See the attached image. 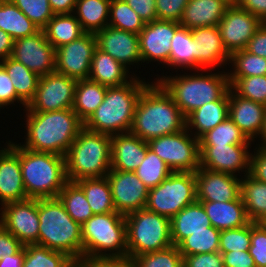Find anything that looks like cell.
Instances as JSON below:
<instances>
[{
	"instance_id": "obj_39",
	"label": "cell",
	"mask_w": 266,
	"mask_h": 267,
	"mask_svg": "<svg viewBox=\"0 0 266 267\" xmlns=\"http://www.w3.org/2000/svg\"><path fill=\"white\" fill-rule=\"evenodd\" d=\"M229 64L228 68L231 67L232 69L227 68L226 70H228L227 74L230 86L238 78L266 75V58L254 55L245 49L232 53Z\"/></svg>"
},
{
	"instance_id": "obj_66",
	"label": "cell",
	"mask_w": 266,
	"mask_h": 267,
	"mask_svg": "<svg viewBox=\"0 0 266 267\" xmlns=\"http://www.w3.org/2000/svg\"><path fill=\"white\" fill-rule=\"evenodd\" d=\"M68 267H80L78 262L74 260Z\"/></svg>"
},
{
	"instance_id": "obj_51",
	"label": "cell",
	"mask_w": 266,
	"mask_h": 267,
	"mask_svg": "<svg viewBox=\"0 0 266 267\" xmlns=\"http://www.w3.org/2000/svg\"><path fill=\"white\" fill-rule=\"evenodd\" d=\"M189 0H155L158 20L179 22Z\"/></svg>"
},
{
	"instance_id": "obj_65",
	"label": "cell",
	"mask_w": 266,
	"mask_h": 267,
	"mask_svg": "<svg viewBox=\"0 0 266 267\" xmlns=\"http://www.w3.org/2000/svg\"><path fill=\"white\" fill-rule=\"evenodd\" d=\"M220 1H222L228 7H231V6H238L240 0H220Z\"/></svg>"
},
{
	"instance_id": "obj_58",
	"label": "cell",
	"mask_w": 266,
	"mask_h": 267,
	"mask_svg": "<svg viewBox=\"0 0 266 267\" xmlns=\"http://www.w3.org/2000/svg\"><path fill=\"white\" fill-rule=\"evenodd\" d=\"M224 267H256L249 251H230L222 253Z\"/></svg>"
},
{
	"instance_id": "obj_8",
	"label": "cell",
	"mask_w": 266,
	"mask_h": 267,
	"mask_svg": "<svg viewBox=\"0 0 266 267\" xmlns=\"http://www.w3.org/2000/svg\"><path fill=\"white\" fill-rule=\"evenodd\" d=\"M83 256L127 257L125 215L95 214L81 225Z\"/></svg>"
},
{
	"instance_id": "obj_53",
	"label": "cell",
	"mask_w": 266,
	"mask_h": 267,
	"mask_svg": "<svg viewBox=\"0 0 266 267\" xmlns=\"http://www.w3.org/2000/svg\"><path fill=\"white\" fill-rule=\"evenodd\" d=\"M80 267H134L127 257H86L76 260Z\"/></svg>"
},
{
	"instance_id": "obj_14",
	"label": "cell",
	"mask_w": 266,
	"mask_h": 267,
	"mask_svg": "<svg viewBox=\"0 0 266 267\" xmlns=\"http://www.w3.org/2000/svg\"><path fill=\"white\" fill-rule=\"evenodd\" d=\"M96 36L84 33L79 38L55 49V71L76 80L88 79Z\"/></svg>"
},
{
	"instance_id": "obj_52",
	"label": "cell",
	"mask_w": 266,
	"mask_h": 267,
	"mask_svg": "<svg viewBox=\"0 0 266 267\" xmlns=\"http://www.w3.org/2000/svg\"><path fill=\"white\" fill-rule=\"evenodd\" d=\"M15 102L22 104V107H24L22 110L26 109L27 105L17 96L11 78L0 64V109L7 107L6 109L9 110L8 106H11V104L12 106L16 105L14 104Z\"/></svg>"
},
{
	"instance_id": "obj_21",
	"label": "cell",
	"mask_w": 266,
	"mask_h": 267,
	"mask_svg": "<svg viewBox=\"0 0 266 267\" xmlns=\"http://www.w3.org/2000/svg\"><path fill=\"white\" fill-rule=\"evenodd\" d=\"M197 201L227 202L241 194V177L199 168L195 172Z\"/></svg>"
},
{
	"instance_id": "obj_57",
	"label": "cell",
	"mask_w": 266,
	"mask_h": 267,
	"mask_svg": "<svg viewBox=\"0 0 266 267\" xmlns=\"http://www.w3.org/2000/svg\"><path fill=\"white\" fill-rule=\"evenodd\" d=\"M24 245L0 224V260L16 254Z\"/></svg>"
},
{
	"instance_id": "obj_25",
	"label": "cell",
	"mask_w": 266,
	"mask_h": 267,
	"mask_svg": "<svg viewBox=\"0 0 266 267\" xmlns=\"http://www.w3.org/2000/svg\"><path fill=\"white\" fill-rule=\"evenodd\" d=\"M265 109V105L242 98L229 89V118L252 142L258 140L262 131Z\"/></svg>"
},
{
	"instance_id": "obj_5",
	"label": "cell",
	"mask_w": 266,
	"mask_h": 267,
	"mask_svg": "<svg viewBox=\"0 0 266 267\" xmlns=\"http://www.w3.org/2000/svg\"><path fill=\"white\" fill-rule=\"evenodd\" d=\"M38 245L67 254L73 260L83 257L81 225L67 213L56 198L38 199Z\"/></svg>"
},
{
	"instance_id": "obj_3",
	"label": "cell",
	"mask_w": 266,
	"mask_h": 267,
	"mask_svg": "<svg viewBox=\"0 0 266 267\" xmlns=\"http://www.w3.org/2000/svg\"><path fill=\"white\" fill-rule=\"evenodd\" d=\"M208 71L207 69L195 70L192 74L187 72L182 75L180 72L173 76L158 74L159 77L153 81L159 82L164 87L183 115L187 117L206 103L220 100L230 89L226 70H215L217 72L214 73L212 69Z\"/></svg>"
},
{
	"instance_id": "obj_40",
	"label": "cell",
	"mask_w": 266,
	"mask_h": 267,
	"mask_svg": "<svg viewBox=\"0 0 266 267\" xmlns=\"http://www.w3.org/2000/svg\"><path fill=\"white\" fill-rule=\"evenodd\" d=\"M58 198L67 213L80 225L94 215L83 190L75 182L68 181L59 192Z\"/></svg>"
},
{
	"instance_id": "obj_30",
	"label": "cell",
	"mask_w": 266,
	"mask_h": 267,
	"mask_svg": "<svg viewBox=\"0 0 266 267\" xmlns=\"http://www.w3.org/2000/svg\"><path fill=\"white\" fill-rule=\"evenodd\" d=\"M227 7L220 0H189L179 23L190 30L198 27L218 26Z\"/></svg>"
},
{
	"instance_id": "obj_61",
	"label": "cell",
	"mask_w": 266,
	"mask_h": 267,
	"mask_svg": "<svg viewBox=\"0 0 266 267\" xmlns=\"http://www.w3.org/2000/svg\"><path fill=\"white\" fill-rule=\"evenodd\" d=\"M77 0H49L54 14H71L74 12Z\"/></svg>"
},
{
	"instance_id": "obj_35",
	"label": "cell",
	"mask_w": 266,
	"mask_h": 267,
	"mask_svg": "<svg viewBox=\"0 0 266 267\" xmlns=\"http://www.w3.org/2000/svg\"><path fill=\"white\" fill-rule=\"evenodd\" d=\"M42 30L55 49L74 41L85 33L73 13L54 14Z\"/></svg>"
},
{
	"instance_id": "obj_41",
	"label": "cell",
	"mask_w": 266,
	"mask_h": 267,
	"mask_svg": "<svg viewBox=\"0 0 266 267\" xmlns=\"http://www.w3.org/2000/svg\"><path fill=\"white\" fill-rule=\"evenodd\" d=\"M74 260L67 254L37 244L24 246L22 267H68Z\"/></svg>"
},
{
	"instance_id": "obj_4",
	"label": "cell",
	"mask_w": 266,
	"mask_h": 267,
	"mask_svg": "<svg viewBox=\"0 0 266 267\" xmlns=\"http://www.w3.org/2000/svg\"><path fill=\"white\" fill-rule=\"evenodd\" d=\"M149 83L145 78L135 76L125 85L107 87L103 102L84 127L108 135L130 132L138 98Z\"/></svg>"
},
{
	"instance_id": "obj_10",
	"label": "cell",
	"mask_w": 266,
	"mask_h": 267,
	"mask_svg": "<svg viewBox=\"0 0 266 267\" xmlns=\"http://www.w3.org/2000/svg\"><path fill=\"white\" fill-rule=\"evenodd\" d=\"M197 201L194 172H172L156 187L149 189L145 208L172 218Z\"/></svg>"
},
{
	"instance_id": "obj_22",
	"label": "cell",
	"mask_w": 266,
	"mask_h": 267,
	"mask_svg": "<svg viewBox=\"0 0 266 267\" xmlns=\"http://www.w3.org/2000/svg\"><path fill=\"white\" fill-rule=\"evenodd\" d=\"M95 36L97 47L111 55L129 71L131 65H142L138 34L108 25L97 32Z\"/></svg>"
},
{
	"instance_id": "obj_16",
	"label": "cell",
	"mask_w": 266,
	"mask_h": 267,
	"mask_svg": "<svg viewBox=\"0 0 266 267\" xmlns=\"http://www.w3.org/2000/svg\"><path fill=\"white\" fill-rule=\"evenodd\" d=\"M263 22L239 6L227 7L218 29L229 55L246 48Z\"/></svg>"
},
{
	"instance_id": "obj_20",
	"label": "cell",
	"mask_w": 266,
	"mask_h": 267,
	"mask_svg": "<svg viewBox=\"0 0 266 267\" xmlns=\"http://www.w3.org/2000/svg\"><path fill=\"white\" fill-rule=\"evenodd\" d=\"M0 147V205L27 199L20 165V145L6 141Z\"/></svg>"
},
{
	"instance_id": "obj_55",
	"label": "cell",
	"mask_w": 266,
	"mask_h": 267,
	"mask_svg": "<svg viewBox=\"0 0 266 267\" xmlns=\"http://www.w3.org/2000/svg\"><path fill=\"white\" fill-rule=\"evenodd\" d=\"M249 174L266 183V148L256 146L254 154L251 152Z\"/></svg>"
},
{
	"instance_id": "obj_46",
	"label": "cell",
	"mask_w": 266,
	"mask_h": 267,
	"mask_svg": "<svg viewBox=\"0 0 266 267\" xmlns=\"http://www.w3.org/2000/svg\"><path fill=\"white\" fill-rule=\"evenodd\" d=\"M134 267H179L183 262V256L178 246L172 245L164 250L135 256Z\"/></svg>"
},
{
	"instance_id": "obj_33",
	"label": "cell",
	"mask_w": 266,
	"mask_h": 267,
	"mask_svg": "<svg viewBox=\"0 0 266 267\" xmlns=\"http://www.w3.org/2000/svg\"><path fill=\"white\" fill-rule=\"evenodd\" d=\"M243 176L240 196L248 219L251 222H263L266 219V183L255 179L249 173Z\"/></svg>"
},
{
	"instance_id": "obj_67",
	"label": "cell",
	"mask_w": 266,
	"mask_h": 267,
	"mask_svg": "<svg viewBox=\"0 0 266 267\" xmlns=\"http://www.w3.org/2000/svg\"><path fill=\"white\" fill-rule=\"evenodd\" d=\"M179 267H188V266L184 262H182Z\"/></svg>"
},
{
	"instance_id": "obj_59",
	"label": "cell",
	"mask_w": 266,
	"mask_h": 267,
	"mask_svg": "<svg viewBox=\"0 0 266 267\" xmlns=\"http://www.w3.org/2000/svg\"><path fill=\"white\" fill-rule=\"evenodd\" d=\"M245 50L254 55L266 58V23H263L249 40Z\"/></svg>"
},
{
	"instance_id": "obj_42",
	"label": "cell",
	"mask_w": 266,
	"mask_h": 267,
	"mask_svg": "<svg viewBox=\"0 0 266 267\" xmlns=\"http://www.w3.org/2000/svg\"><path fill=\"white\" fill-rule=\"evenodd\" d=\"M220 232L213 226L208 227V231L194 232L178 245L179 252L183 257L219 252Z\"/></svg>"
},
{
	"instance_id": "obj_7",
	"label": "cell",
	"mask_w": 266,
	"mask_h": 267,
	"mask_svg": "<svg viewBox=\"0 0 266 267\" xmlns=\"http://www.w3.org/2000/svg\"><path fill=\"white\" fill-rule=\"evenodd\" d=\"M20 165L27 198H56L68 182L64 156L20 146Z\"/></svg>"
},
{
	"instance_id": "obj_31",
	"label": "cell",
	"mask_w": 266,
	"mask_h": 267,
	"mask_svg": "<svg viewBox=\"0 0 266 267\" xmlns=\"http://www.w3.org/2000/svg\"><path fill=\"white\" fill-rule=\"evenodd\" d=\"M111 0H77L73 14L85 33L101 31L108 26Z\"/></svg>"
},
{
	"instance_id": "obj_36",
	"label": "cell",
	"mask_w": 266,
	"mask_h": 267,
	"mask_svg": "<svg viewBox=\"0 0 266 267\" xmlns=\"http://www.w3.org/2000/svg\"><path fill=\"white\" fill-rule=\"evenodd\" d=\"M169 67L183 71H195V40L192 38L191 30L180 25L171 40V51L169 55Z\"/></svg>"
},
{
	"instance_id": "obj_60",
	"label": "cell",
	"mask_w": 266,
	"mask_h": 267,
	"mask_svg": "<svg viewBox=\"0 0 266 267\" xmlns=\"http://www.w3.org/2000/svg\"><path fill=\"white\" fill-rule=\"evenodd\" d=\"M238 6L266 23V0H240Z\"/></svg>"
},
{
	"instance_id": "obj_37",
	"label": "cell",
	"mask_w": 266,
	"mask_h": 267,
	"mask_svg": "<svg viewBox=\"0 0 266 267\" xmlns=\"http://www.w3.org/2000/svg\"><path fill=\"white\" fill-rule=\"evenodd\" d=\"M0 64L11 78L17 96L28 105L35 95L40 76L11 56L1 61Z\"/></svg>"
},
{
	"instance_id": "obj_23",
	"label": "cell",
	"mask_w": 266,
	"mask_h": 267,
	"mask_svg": "<svg viewBox=\"0 0 266 267\" xmlns=\"http://www.w3.org/2000/svg\"><path fill=\"white\" fill-rule=\"evenodd\" d=\"M191 35L195 40V70L226 69L230 55L223 46L218 26L193 28Z\"/></svg>"
},
{
	"instance_id": "obj_11",
	"label": "cell",
	"mask_w": 266,
	"mask_h": 267,
	"mask_svg": "<svg viewBox=\"0 0 266 267\" xmlns=\"http://www.w3.org/2000/svg\"><path fill=\"white\" fill-rule=\"evenodd\" d=\"M149 149L161 158L172 172H196L200 168L199 139L187 129L160 136L147 142Z\"/></svg>"
},
{
	"instance_id": "obj_17",
	"label": "cell",
	"mask_w": 266,
	"mask_h": 267,
	"mask_svg": "<svg viewBox=\"0 0 266 267\" xmlns=\"http://www.w3.org/2000/svg\"><path fill=\"white\" fill-rule=\"evenodd\" d=\"M11 57L40 77L55 71V48L43 30L14 40Z\"/></svg>"
},
{
	"instance_id": "obj_1",
	"label": "cell",
	"mask_w": 266,
	"mask_h": 267,
	"mask_svg": "<svg viewBox=\"0 0 266 267\" xmlns=\"http://www.w3.org/2000/svg\"><path fill=\"white\" fill-rule=\"evenodd\" d=\"M186 129V117L159 82L149 83L140 94L130 132L148 142Z\"/></svg>"
},
{
	"instance_id": "obj_13",
	"label": "cell",
	"mask_w": 266,
	"mask_h": 267,
	"mask_svg": "<svg viewBox=\"0 0 266 267\" xmlns=\"http://www.w3.org/2000/svg\"><path fill=\"white\" fill-rule=\"evenodd\" d=\"M0 212V224L24 246L38 245V199L27 198L7 203L1 206Z\"/></svg>"
},
{
	"instance_id": "obj_56",
	"label": "cell",
	"mask_w": 266,
	"mask_h": 267,
	"mask_svg": "<svg viewBox=\"0 0 266 267\" xmlns=\"http://www.w3.org/2000/svg\"><path fill=\"white\" fill-rule=\"evenodd\" d=\"M146 23L158 20L155 0H125Z\"/></svg>"
},
{
	"instance_id": "obj_28",
	"label": "cell",
	"mask_w": 266,
	"mask_h": 267,
	"mask_svg": "<svg viewBox=\"0 0 266 267\" xmlns=\"http://www.w3.org/2000/svg\"><path fill=\"white\" fill-rule=\"evenodd\" d=\"M199 202L203 205L211 225L219 231L240 228L250 222L241 196L227 202Z\"/></svg>"
},
{
	"instance_id": "obj_34",
	"label": "cell",
	"mask_w": 266,
	"mask_h": 267,
	"mask_svg": "<svg viewBox=\"0 0 266 267\" xmlns=\"http://www.w3.org/2000/svg\"><path fill=\"white\" fill-rule=\"evenodd\" d=\"M0 29L8 33L13 40L32 36L40 31L10 0H0Z\"/></svg>"
},
{
	"instance_id": "obj_2",
	"label": "cell",
	"mask_w": 266,
	"mask_h": 267,
	"mask_svg": "<svg viewBox=\"0 0 266 267\" xmlns=\"http://www.w3.org/2000/svg\"><path fill=\"white\" fill-rule=\"evenodd\" d=\"M25 113V141L19 145L36 152L65 157L69 147L84 127V123L72 108Z\"/></svg>"
},
{
	"instance_id": "obj_64",
	"label": "cell",
	"mask_w": 266,
	"mask_h": 267,
	"mask_svg": "<svg viewBox=\"0 0 266 267\" xmlns=\"http://www.w3.org/2000/svg\"><path fill=\"white\" fill-rule=\"evenodd\" d=\"M258 138L260 142L258 141L259 144H256L257 147L266 148V109L264 114L262 131L260 132Z\"/></svg>"
},
{
	"instance_id": "obj_27",
	"label": "cell",
	"mask_w": 266,
	"mask_h": 267,
	"mask_svg": "<svg viewBox=\"0 0 266 267\" xmlns=\"http://www.w3.org/2000/svg\"><path fill=\"white\" fill-rule=\"evenodd\" d=\"M98 47L94 50L88 79L106 87H118L130 82L136 75Z\"/></svg>"
},
{
	"instance_id": "obj_19",
	"label": "cell",
	"mask_w": 266,
	"mask_h": 267,
	"mask_svg": "<svg viewBox=\"0 0 266 267\" xmlns=\"http://www.w3.org/2000/svg\"><path fill=\"white\" fill-rule=\"evenodd\" d=\"M179 26V22L166 20L146 23L138 34L142 63L154 61L169 68L171 40Z\"/></svg>"
},
{
	"instance_id": "obj_43",
	"label": "cell",
	"mask_w": 266,
	"mask_h": 267,
	"mask_svg": "<svg viewBox=\"0 0 266 267\" xmlns=\"http://www.w3.org/2000/svg\"><path fill=\"white\" fill-rule=\"evenodd\" d=\"M239 127L228 117L199 139V145L252 144Z\"/></svg>"
},
{
	"instance_id": "obj_63",
	"label": "cell",
	"mask_w": 266,
	"mask_h": 267,
	"mask_svg": "<svg viewBox=\"0 0 266 267\" xmlns=\"http://www.w3.org/2000/svg\"><path fill=\"white\" fill-rule=\"evenodd\" d=\"M24 260V246L14 255H6L0 260V267H22Z\"/></svg>"
},
{
	"instance_id": "obj_24",
	"label": "cell",
	"mask_w": 266,
	"mask_h": 267,
	"mask_svg": "<svg viewBox=\"0 0 266 267\" xmlns=\"http://www.w3.org/2000/svg\"><path fill=\"white\" fill-rule=\"evenodd\" d=\"M148 148L146 141L131 132L111 135V169L134 172Z\"/></svg>"
},
{
	"instance_id": "obj_62",
	"label": "cell",
	"mask_w": 266,
	"mask_h": 267,
	"mask_svg": "<svg viewBox=\"0 0 266 267\" xmlns=\"http://www.w3.org/2000/svg\"><path fill=\"white\" fill-rule=\"evenodd\" d=\"M13 42L11 36L0 29V62L12 55Z\"/></svg>"
},
{
	"instance_id": "obj_32",
	"label": "cell",
	"mask_w": 266,
	"mask_h": 267,
	"mask_svg": "<svg viewBox=\"0 0 266 267\" xmlns=\"http://www.w3.org/2000/svg\"><path fill=\"white\" fill-rule=\"evenodd\" d=\"M107 87L90 79L77 81L72 110L85 123L103 102Z\"/></svg>"
},
{
	"instance_id": "obj_54",
	"label": "cell",
	"mask_w": 266,
	"mask_h": 267,
	"mask_svg": "<svg viewBox=\"0 0 266 267\" xmlns=\"http://www.w3.org/2000/svg\"><path fill=\"white\" fill-rule=\"evenodd\" d=\"M183 262L188 267H224L223 256L220 252L185 256Z\"/></svg>"
},
{
	"instance_id": "obj_38",
	"label": "cell",
	"mask_w": 266,
	"mask_h": 267,
	"mask_svg": "<svg viewBox=\"0 0 266 267\" xmlns=\"http://www.w3.org/2000/svg\"><path fill=\"white\" fill-rule=\"evenodd\" d=\"M75 183L83 190L94 215L116 212L107 176L84 178Z\"/></svg>"
},
{
	"instance_id": "obj_45",
	"label": "cell",
	"mask_w": 266,
	"mask_h": 267,
	"mask_svg": "<svg viewBox=\"0 0 266 267\" xmlns=\"http://www.w3.org/2000/svg\"><path fill=\"white\" fill-rule=\"evenodd\" d=\"M134 173L148 189H152L165 180L172 173V170L148 148L145 158Z\"/></svg>"
},
{
	"instance_id": "obj_12",
	"label": "cell",
	"mask_w": 266,
	"mask_h": 267,
	"mask_svg": "<svg viewBox=\"0 0 266 267\" xmlns=\"http://www.w3.org/2000/svg\"><path fill=\"white\" fill-rule=\"evenodd\" d=\"M76 79L59 72L41 76L33 99L24 112H51L73 107Z\"/></svg>"
},
{
	"instance_id": "obj_50",
	"label": "cell",
	"mask_w": 266,
	"mask_h": 267,
	"mask_svg": "<svg viewBox=\"0 0 266 267\" xmlns=\"http://www.w3.org/2000/svg\"><path fill=\"white\" fill-rule=\"evenodd\" d=\"M249 254L256 267H266V226L263 222H251Z\"/></svg>"
},
{
	"instance_id": "obj_18",
	"label": "cell",
	"mask_w": 266,
	"mask_h": 267,
	"mask_svg": "<svg viewBox=\"0 0 266 267\" xmlns=\"http://www.w3.org/2000/svg\"><path fill=\"white\" fill-rule=\"evenodd\" d=\"M106 176L116 212L126 215L145 208L149 189L134 172L110 169Z\"/></svg>"
},
{
	"instance_id": "obj_15",
	"label": "cell",
	"mask_w": 266,
	"mask_h": 267,
	"mask_svg": "<svg viewBox=\"0 0 266 267\" xmlns=\"http://www.w3.org/2000/svg\"><path fill=\"white\" fill-rule=\"evenodd\" d=\"M250 146L251 144L200 145V168L242 177L243 173L246 175L250 170Z\"/></svg>"
},
{
	"instance_id": "obj_49",
	"label": "cell",
	"mask_w": 266,
	"mask_h": 267,
	"mask_svg": "<svg viewBox=\"0 0 266 267\" xmlns=\"http://www.w3.org/2000/svg\"><path fill=\"white\" fill-rule=\"evenodd\" d=\"M42 30L54 16L49 0H10Z\"/></svg>"
},
{
	"instance_id": "obj_26",
	"label": "cell",
	"mask_w": 266,
	"mask_h": 267,
	"mask_svg": "<svg viewBox=\"0 0 266 267\" xmlns=\"http://www.w3.org/2000/svg\"><path fill=\"white\" fill-rule=\"evenodd\" d=\"M229 117V91L220 99L206 103L186 117V129L200 139Z\"/></svg>"
},
{
	"instance_id": "obj_9",
	"label": "cell",
	"mask_w": 266,
	"mask_h": 267,
	"mask_svg": "<svg viewBox=\"0 0 266 267\" xmlns=\"http://www.w3.org/2000/svg\"><path fill=\"white\" fill-rule=\"evenodd\" d=\"M128 257L164 250L173 245L170 218L146 208L125 215Z\"/></svg>"
},
{
	"instance_id": "obj_44",
	"label": "cell",
	"mask_w": 266,
	"mask_h": 267,
	"mask_svg": "<svg viewBox=\"0 0 266 267\" xmlns=\"http://www.w3.org/2000/svg\"><path fill=\"white\" fill-rule=\"evenodd\" d=\"M108 25L139 34L144 28L145 22L125 0H111Z\"/></svg>"
},
{
	"instance_id": "obj_6",
	"label": "cell",
	"mask_w": 266,
	"mask_h": 267,
	"mask_svg": "<svg viewBox=\"0 0 266 267\" xmlns=\"http://www.w3.org/2000/svg\"><path fill=\"white\" fill-rule=\"evenodd\" d=\"M67 180L105 177L111 169V135L83 127L65 155Z\"/></svg>"
},
{
	"instance_id": "obj_29",
	"label": "cell",
	"mask_w": 266,
	"mask_h": 267,
	"mask_svg": "<svg viewBox=\"0 0 266 267\" xmlns=\"http://www.w3.org/2000/svg\"><path fill=\"white\" fill-rule=\"evenodd\" d=\"M212 226L203 205L195 203L184 207L170 219L171 239L175 246H178L185 238L194 232L208 231Z\"/></svg>"
},
{
	"instance_id": "obj_48",
	"label": "cell",
	"mask_w": 266,
	"mask_h": 267,
	"mask_svg": "<svg viewBox=\"0 0 266 267\" xmlns=\"http://www.w3.org/2000/svg\"><path fill=\"white\" fill-rule=\"evenodd\" d=\"M251 245V221L240 228L222 230L219 239V252L249 251Z\"/></svg>"
},
{
	"instance_id": "obj_47",
	"label": "cell",
	"mask_w": 266,
	"mask_h": 267,
	"mask_svg": "<svg viewBox=\"0 0 266 267\" xmlns=\"http://www.w3.org/2000/svg\"><path fill=\"white\" fill-rule=\"evenodd\" d=\"M230 88L240 97L266 106V75L238 78Z\"/></svg>"
}]
</instances>
